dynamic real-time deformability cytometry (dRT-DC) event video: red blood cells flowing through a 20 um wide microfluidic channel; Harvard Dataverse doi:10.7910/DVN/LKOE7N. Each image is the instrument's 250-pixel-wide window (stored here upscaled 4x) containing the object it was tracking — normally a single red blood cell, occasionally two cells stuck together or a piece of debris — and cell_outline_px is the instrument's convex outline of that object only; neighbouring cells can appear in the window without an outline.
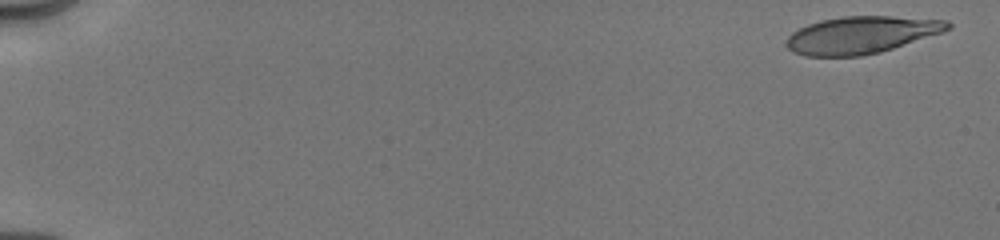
{"species": "human", "species_latin": "Homo sapiens", "temperature_condition": "cold", "stored_images_in_passage": 32, "camera_frame_rate_fps": 3000, "um_per_image_px": 0.085, "donor": {"sex": "male"}, "frame": {"image": 1, "passage_image": 1, "time_ms": 0.0, "image_size_px": [1000, 240], "cell_outline_px": [[952, 28], [944, 32], [880, 52], [860, 56], [804, 56], [792, 52], [784, 44], [788, 36], [792, 32], [808, 24], [820, 20], [844, 16], [892, 16], [948, 20], [952, 24]], "centroid_in_image_um": [73.21, 2.97], "position_along_channel_um": 11.8, "area_um2": 35.2}}
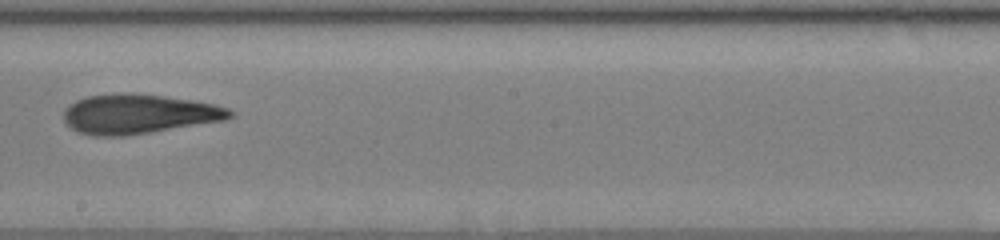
{"frame": {"image": 2, "passage_image": 18, "time_ms": 10.0, "image_size_px": [1000, 240], "cell_outline_px": [[236, 116], [224, 120], [124, 136], [92, 136], [76, 132], [64, 120], [64, 108], [68, 104], [76, 100], [88, 96], [120, 92], [132, 92], [164, 96], [212, 104], [228, 108], [236, 112]], "centroid_in_image_um": [11.75, 9.68], "position_along_channel_um": 236.5, "area_um2": 38.38}}
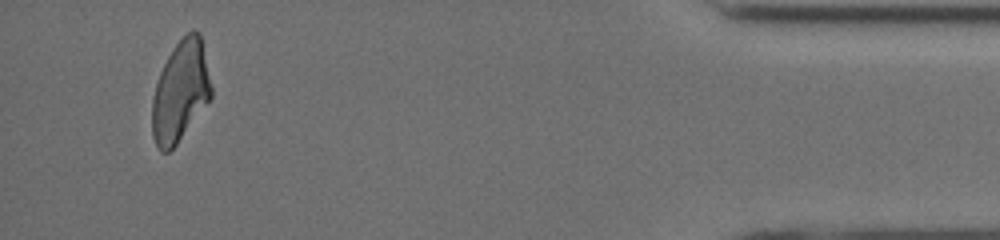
{"frame": {"image": 3, "passage_image": 31, "time_ms": 16.0, "image_size_px": [1000, 240], "cell_outline_px": [[212, 96], [176, 144], [168, 152], [160, 152], [156, 148], [152, 136], [152, 100], [156, 84], [160, 72], [172, 48], [192, 28], [200, 32], [212, 88]], "centroid_in_image_um": [15.32, 7.76], "position_along_channel_um": 419.9, "area_um2": 34.45}, "authors_computed_cell_mechanics": {"area_um2": 36.6163, "velocity_mm_per_s": 4.0285, "shape_relaxation_time_tau1_ms": 8.0876, "shape_relaxation_time_tau2_ms": 3.9751, "deformation_change_tau1": 0.2479, "deformation_change_tau2": 0.1534}}